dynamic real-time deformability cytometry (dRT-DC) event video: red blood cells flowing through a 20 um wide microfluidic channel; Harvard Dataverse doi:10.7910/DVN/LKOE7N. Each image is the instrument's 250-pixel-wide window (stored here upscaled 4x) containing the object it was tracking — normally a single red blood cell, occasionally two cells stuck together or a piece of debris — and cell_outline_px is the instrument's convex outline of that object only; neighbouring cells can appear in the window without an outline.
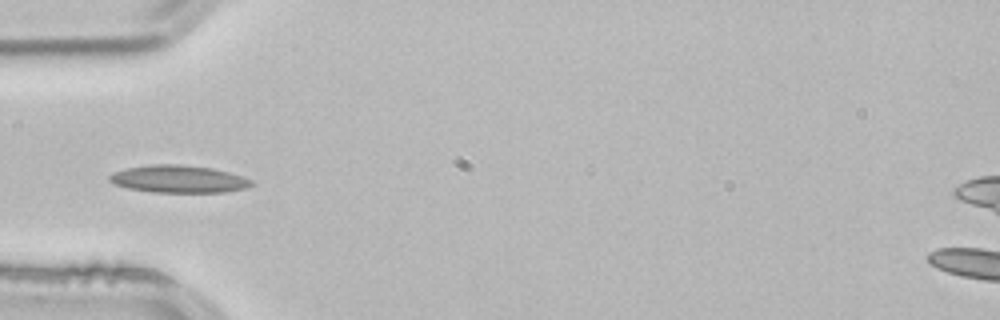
{"species": "common noctule bat (a hibernating species)", "species_latin": "Nyctalus noctula", "temperature_condition": "room temperature", "stored_images_in_passage": 3, "camera_frame_rate_fps": 3000, "um_per_image_px": 0.085, "animal": {"sex": "male", "body_mass_g": 21.5, "forearm_length_mm": 52.0}, "frame": {"image": 1, "passage_image": 3, "time_ms": 0.667, "image_size_px": [1000, 320], "cell_outline_px": [[256, 184], [244, 188], [224, 192], [152, 192], [128, 188], [112, 184], [108, 180], [108, 176], [112, 172], [128, 168], [152, 164], [180, 164], [212, 168], [228, 172], [252, 180]], "centroid_in_image_um": [15.14, 15.22], "position_along_channel_um": 69.9, "area_um2": 22.72}}